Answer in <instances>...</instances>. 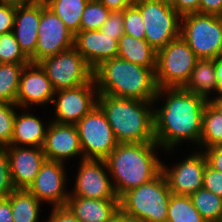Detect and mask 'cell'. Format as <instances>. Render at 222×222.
Masks as SVG:
<instances>
[{
	"label": "cell",
	"instance_id": "obj_1",
	"mask_svg": "<svg viewBox=\"0 0 222 222\" xmlns=\"http://www.w3.org/2000/svg\"><path fill=\"white\" fill-rule=\"evenodd\" d=\"M161 97H165L164 106L154 108L156 143L163 147V150L171 151L184 140L199 145L202 114L208 101L183 87L158 88L155 101Z\"/></svg>",
	"mask_w": 222,
	"mask_h": 222
},
{
	"label": "cell",
	"instance_id": "obj_2",
	"mask_svg": "<svg viewBox=\"0 0 222 222\" xmlns=\"http://www.w3.org/2000/svg\"><path fill=\"white\" fill-rule=\"evenodd\" d=\"M156 141L118 143L105 159L115 192L120 199L126 192L154 179L162 171L156 157Z\"/></svg>",
	"mask_w": 222,
	"mask_h": 222
},
{
	"label": "cell",
	"instance_id": "obj_3",
	"mask_svg": "<svg viewBox=\"0 0 222 222\" xmlns=\"http://www.w3.org/2000/svg\"><path fill=\"white\" fill-rule=\"evenodd\" d=\"M93 79L98 93L155 103L158 89L155 69L144 68L116 56L96 67Z\"/></svg>",
	"mask_w": 222,
	"mask_h": 222
},
{
	"label": "cell",
	"instance_id": "obj_4",
	"mask_svg": "<svg viewBox=\"0 0 222 222\" xmlns=\"http://www.w3.org/2000/svg\"><path fill=\"white\" fill-rule=\"evenodd\" d=\"M152 101L98 93L97 105L105 113L118 143L155 141ZM153 108V109H152Z\"/></svg>",
	"mask_w": 222,
	"mask_h": 222
},
{
	"label": "cell",
	"instance_id": "obj_5",
	"mask_svg": "<svg viewBox=\"0 0 222 222\" xmlns=\"http://www.w3.org/2000/svg\"><path fill=\"white\" fill-rule=\"evenodd\" d=\"M172 193L161 171L120 198V210L136 222H166Z\"/></svg>",
	"mask_w": 222,
	"mask_h": 222
},
{
	"label": "cell",
	"instance_id": "obj_6",
	"mask_svg": "<svg viewBox=\"0 0 222 222\" xmlns=\"http://www.w3.org/2000/svg\"><path fill=\"white\" fill-rule=\"evenodd\" d=\"M198 60L179 36L157 51L155 81L158 88L184 87Z\"/></svg>",
	"mask_w": 222,
	"mask_h": 222
},
{
	"label": "cell",
	"instance_id": "obj_7",
	"mask_svg": "<svg viewBox=\"0 0 222 222\" xmlns=\"http://www.w3.org/2000/svg\"><path fill=\"white\" fill-rule=\"evenodd\" d=\"M180 36L198 59L222 55V17L193 13L182 16Z\"/></svg>",
	"mask_w": 222,
	"mask_h": 222
},
{
	"label": "cell",
	"instance_id": "obj_8",
	"mask_svg": "<svg viewBox=\"0 0 222 222\" xmlns=\"http://www.w3.org/2000/svg\"><path fill=\"white\" fill-rule=\"evenodd\" d=\"M145 25V39L156 50L180 36L181 16L163 0H136ZM180 20V21H179Z\"/></svg>",
	"mask_w": 222,
	"mask_h": 222
},
{
	"label": "cell",
	"instance_id": "obj_9",
	"mask_svg": "<svg viewBox=\"0 0 222 222\" xmlns=\"http://www.w3.org/2000/svg\"><path fill=\"white\" fill-rule=\"evenodd\" d=\"M38 64L45 71L54 91L75 88L93 80V69L74 47L47 57Z\"/></svg>",
	"mask_w": 222,
	"mask_h": 222
},
{
	"label": "cell",
	"instance_id": "obj_10",
	"mask_svg": "<svg viewBox=\"0 0 222 222\" xmlns=\"http://www.w3.org/2000/svg\"><path fill=\"white\" fill-rule=\"evenodd\" d=\"M75 125L83 158L105 160L118 145L105 113L98 105Z\"/></svg>",
	"mask_w": 222,
	"mask_h": 222
},
{
	"label": "cell",
	"instance_id": "obj_11",
	"mask_svg": "<svg viewBox=\"0 0 222 222\" xmlns=\"http://www.w3.org/2000/svg\"><path fill=\"white\" fill-rule=\"evenodd\" d=\"M72 47H74V34L56 14L46 7L44 1H41L38 42L30 62L38 63Z\"/></svg>",
	"mask_w": 222,
	"mask_h": 222
},
{
	"label": "cell",
	"instance_id": "obj_12",
	"mask_svg": "<svg viewBox=\"0 0 222 222\" xmlns=\"http://www.w3.org/2000/svg\"><path fill=\"white\" fill-rule=\"evenodd\" d=\"M58 94V95H57ZM52 103L55 105V119L60 124H76L96 105L98 90L94 79L75 88L55 91Z\"/></svg>",
	"mask_w": 222,
	"mask_h": 222
},
{
	"label": "cell",
	"instance_id": "obj_13",
	"mask_svg": "<svg viewBox=\"0 0 222 222\" xmlns=\"http://www.w3.org/2000/svg\"><path fill=\"white\" fill-rule=\"evenodd\" d=\"M80 162L74 190L69 192L70 196L91 199H119L110 179L105 160L84 158ZM106 169L107 171H105Z\"/></svg>",
	"mask_w": 222,
	"mask_h": 222
},
{
	"label": "cell",
	"instance_id": "obj_14",
	"mask_svg": "<svg viewBox=\"0 0 222 222\" xmlns=\"http://www.w3.org/2000/svg\"><path fill=\"white\" fill-rule=\"evenodd\" d=\"M63 163L48 159L42 163L39 173L27 189L40 202L51 203L53 207L66 205L70 193L65 190L67 177Z\"/></svg>",
	"mask_w": 222,
	"mask_h": 222
},
{
	"label": "cell",
	"instance_id": "obj_15",
	"mask_svg": "<svg viewBox=\"0 0 222 222\" xmlns=\"http://www.w3.org/2000/svg\"><path fill=\"white\" fill-rule=\"evenodd\" d=\"M206 156L202 152H193L172 169L162 164V172L173 195L190 196L203 188Z\"/></svg>",
	"mask_w": 222,
	"mask_h": 222
},
{
	"label": "cell",
	"instance_id": "obj_16",
	"mask_svg": "<svg viewBox=\"0 0 222 222\" xmlns=\"http://www.w3.org/2000/svg\"><path fill=\"white\" fill-rule=\"evenodd\" d=\"M54 89L45 71L38 63H29L22 70L16 104L19 108L28 105H43L52 102Z\"/></svg>",
	"mask_w": 222,
	"mask_h": 222
},
{
	"label": "cell",
	"instance_id": "obj_17",
	"mask_svg": "<svg viewBox=\"0 0 222 222\" xmlns=\"http://www.w3.org/2000/svg\"><path fill=\"white\" fill-rule=\"evenodd\" d=\"M7 151L15 189H28L46 160L43 148L11 145L7 146Z\"/></svg>",
	"mask_w": 222,
	"mask_h": 222
},
{
	"label": "cell",
	"instance_id": "obj_18",
	"mask_svg": "<svg viewBox=\"0 0 222 222\" xmlns=\"http://www.w3.org/2000/svg\"><path fill=\"white\" fill-rule=\"evenodd\" d=\"M43 152L48 160L64 162L66 158L82 155L79 133L75 124L49 121Z\"/></svg>",
	"mask_w": 222,
	"mask_h": 222
},
{
	"label": "cell",
	"instance_id": "obj_19",
	"mask_svg": "<svg viewBox=\"0 0 222 222\" xmlns=\"http://www.w3.org/2000/svg\"><path fill=\"white\" fill-rule=\"evenodd\" d=\"M74 48L94 70L102 62L117 56L118 40L101 30H81L74 35Z\"/></svg>",
	"mask_w": 222,
	"mask_h": 222
},
{
	"label": "cell",
	"instance_id": "obj_20",
	"mask_svg": "<svg viewBox=\"0 0 222 222\" xmlns=\"http://www.w3.org/2000/svg\"><path fill=\"white\" fill-rule=\"evenodd\" d=\"M41 19V1L16 4L12 30L22 52L30 59L36 51L38 27Z\"/></svg>",
	"mask_w": 222,
	"mask_h": 222
},
{
	"label": "cell",
	"instance_id": "obj_21",
	"mask_svg": "<svg viewBox=\"0 0 222 222\" xmlns=\"http://www.w3.org/2000/svg\"><path fill=\"white\" fill-rule=\"evenodd\" d=\"M66 206L80 222H108L120 210V199L69 196Z\"/></svg>",
	"mask_w": 222,
	"mask_h": 222
},
{
	"label": "cell",
	"instance_id": "obj_22",
	"mask_svg": "<svg viewBox=\"0 0 222 222\" xmlns=\"http://www.w3.org/2000/svg\"><path fill=\"white\" fill-rule=\"evenodd\" d=\"M48 127L33 114L16 112L11 145L42 148Z\"/></svg>",
	"mask_w": 222,
	"mask_h": 222
},
{
	"label": "cell",
	"instance_id": "obj_23",
	"mask_svg": "<svg viewBox=\"0 0 222 222\" xmlns=\"http://www.w3.org/2000/svg\"><path fill=\"white\" fill-rule=\"evenodd\" d=\"M117 56L141 67L156 69L157 51L146 39L123 34L118 40Z\"/></svg>",
	"mask_w": 222,
	"mask_h": 222
},
{
	"label": "cell",
	"instance_id": "obj_24",
	"mask_svg": "<svg viewBox=\"0 0 222 222\" xmlns=\"http://www.w3.org/2000/svg\"><path fill=\"white\" fill-rule=\"evenodd\" d=\"M185 90L209 101L212 90L218 93V82L213 59H198L190 78L183 87Z\"/></svg>",
	"mask_w": 222,
	"mask_h": 222
},
{
	"label": "cell",
	"instance_id": "obj_25",
	"mask_svg": "<svg viewBox=\"0 0 222 222\" xmlns=\"http://www.w3.org/2000/svg\"><path fill=\"white\" fill-rule=\"evenodd\" d=\"M44 3L74 35L81 31V18L88 0H45Z\"/></svg>",
	"mask_w": 222,
	"mask_h": 222
},
{
	"label": "cell",
	"instance_id": "obj_26",
	"mask_svg": "<svg viewBox=\"0 0 222 222\" xmlns=\"http://www.w3.org/2000/svg\"><path fill=\"white\" fill-rule=\"evenodd\" d=\"M14 222H38L41 202L27 189H16L10 194Z\"/></svg>",
	"mask_w": 222,
	"mask_h": 222
},
{
	"label": "cell",
	"instance_id": "obj_27",
	"mask_svg": "<svg viewBox=\"0 0 222 222\" xmlns=\"http://www.w3.org/2000/svg\"><path fill=\"white\" fill-rule=\"evenodd\" d=\"M219 144H222V114L207 102L202 114L199 147L207 149Z\"/></svg>",
	"mask_w": 222,
	"mask_h": 222
},
{
	"label": "cell",
	"instance_id": "obj_28",
	"mask_svg": "<svg viewBox=\"0 0 222 222\" xmlns=\"http://www.w3.org/2000/svg\"><path fill=\"white\" fill-rule=\"evenodd\" d=\"M28 64L0 63V102L16 104L20 76Z\"/></svg>",
	"mask_w": 222,
	"mask_h": 222
},
{
	"label": "cell",
	"instance_id": "obj_29",
	"mask_svg": "<svg viewBox=\"0 0 222 222\" xmlns=\"http://www.w3.org/2000/svg\"><path fill=\"white\" fill-rule=\"evenodd\" d=\"M196 210L206 222H220L222 219V198L204 188L190 195Z\"/></svg>",
	"mask_w": 222,
	"mask_h": 222
},
{
	"label": "cell",
	"instance_id": "obj_30",
	"mask_svg": "<svg viewBox=\"0 0 222 222\" xmlns=\"http://www.w3.org/2000/svg\"><path fill=\"white\" fill-rule=\"evenodd\" d=\"M166 222H206L194 207L190 196L171 195Z\"/></svg>",
	"mask_w": 222,
	"mask_h": 222
},
{
	"label": "cell",
	"instance_id": "obj_31",
	"mask_svg": "<svg viewBox=\"0 0 222 222\" xmlns=\"http://www.w3.org/2000/svg\"><path fill=\"white\" fill-rule=\"evenodd\" d=\"M0 63L29 64L12 31L0 34Z\"/></svg>",
	"mask_w": 222,
	"mask_h": 222
},
{
	"label": "cell",
	"instance_id": "obj_32",
	"mask_svg": "<svg viewBox=\"0 0 222 222\" xmlns=\"http://www.w3.org/2000/svg\"><path fill=\"white\" fill-rule=\"evenodd\" d=\"M110 12L101 2L88 1L81 18V30H100Z\"/></svg>",
	"mask_w": 222,
	"mask_h": 222
},
{
	"label": "cell",
	"instance_id": "obj_33",
	"mask_svg": "<svg viewBox=\"0 0 222 222\" xmlns=\"http://www.w3.org/2000/svg\"><path fill=\"white\" fill-rule=\"evenodd\" d=\"M15 107L19 108L14 103L0 102V146H11L14 118L16 115Z\"/></svg>",
	"mask_w": 222,
	"mask_h": 222
},
{
	"label": "cell",
	"instance_id": "obj_34",
	"mask_svg": "<svg viewBox=\"0 0 222 222\" xmlns=\"http://www.w3.org/2000/svg\"><path fill=\"white\" fill-rule=\"evenodd\" d=\"M124 34L137 39H145V25L140 10L135 6H129L123 10Z\"/></svg>",
	"mask_w": 222,
	"mask_h": 222
},
{
	"label": "cell",
	"instance_id": "obj_35",
	"mask_svg": "<svg viewBox=\"0 0 222 222\" xmlns=\"http://www.w3.org/2000/svg\"><path fill=\"white\" fill-rule=\"evenodd\" d=\"M15 190L11 179L7 147L0 146V199L8 197Z\"/></svg>",
	"mask_w": 222,
	"mask_h": 222
},
{
	"label": "cell",
	"instance_id": "obj_36",
	"mask_svg": "<svg viewBox=\"0 0 222 222\" xmlns=\"http://www.w3.org/2000/svg\"><path fill=\"white\" fill-rule=\"evenodd\" d=\"M100 30L111 38L119 40L124 34L123 11H111Z\"/></svg>",
	"mask_w": 222,
	"mask_h": 222
},
{
	"label": "cell",
	"instance_id": "obj_37",
	"mask_svg": "<svg viewBox=\"0 0 222 222\" xmlns=\"http://www.w3.org/2000/svg\"><path fill=\"white\" fill-rule=\"evenodd\" d=\"M203 188L222 198V172L206 164L203 176Z\"/></svg>",
	"mask_w": 222,
	"mask_h": 222
},
{
	"label": "cell",
	"instance_id": "obj_38",
	"mask_svg": "<svg viewBox=\"0 0 222 222\" xmlns=\"http://www.w3.org/2000/svg\"><path fill=\"white\" fill-rule=\"evenodd\" d=\"M16 4L0 1V34L11 32L14 28Z\"/></svg>",
	"mask_w": 222,
	"mask_h": 222
},
{
	"label": "cell",
	"instance_id": "obj_39",
	"mask_svg": "<svg viewBox=\"0 0 222 222\" xmlns=\"http://www.w3.org/2000/svg\"><path fill=\"white\" fill-rule=\"evenodd\" d=\"M200 0H172L171 6L182 17L187 14L199 13Z\"/></svg>",
	"mask_w": 222,
	"mask_h": 222
},
{
	"label": "cell",
	"instance_id": "obj_40",
	"mask_svg": "<svg viewBox=\"0 0 222 222\" xmlns=\"http://www.w3.org/2000/svg\"><path fill=\"white\" fill-rule=\"evenodd\" d=\"M203 153L206 156L207 164L217 170L222 172V144L207 148Z\"/></svg>",
	"mask_w": 222,
	"mask_h": 222
},
{
	"label": "cell",
	"instance_id": "obj_41",
	"mask_svg": "<svg viewBox=\"0 0 222 222\" xmlns=\"http://www.w3.org/2000/svg\"><path fill=\"white\" fill-rule=\"evenodd\" d=\"M47 222H80V221L65 205V206L54 207Z\"/></svg>",
	"mask_w": 222,
	"mask_h": 222
},
{
	"label": "cell",
	"instance_id": "obj_42",
	"mask_svg": "<svg viewBox=\"0 0 222 222\" xmlns=\"http://www.w3.org/2000/svg\"><path fill=\"white\" fill-rule=\"evenodd\" d=\"M199 13L222 17V0H200Z\"/></svg>",
	"mask_w": 222,
	"mask_h": 222
},
{
	"label": "cell",
	"instance_id": "obj_43",
	"mask_svg": "<svg viewBox=\"0 0 222 222\" xmlns=\"http://www.w3.org/2000/svg\"><path fill=\"white\" fill-rule=\"evenodd\" d=\"M0 222H14L12 216L10 195L0 199Z\"/></svg>",
	"mask_w": 222,
	"mask_h": 222
},
{
	"label": "cell",
	"instance_id": "obj_44",
	"mask_svg": "<svg viewBox=\"0 0 222 222\" xmlns=\"http://www.w3.org/2000/svg\"><path fill=\"white\" fill-rule=\"evenodd\" d=\"M136 0H101L110 11H123L125 8L134 5Z\"/></svg>",
	"mask_w": 222,
	"mask_h": 222
},
{
	"label": "cell",
	"instance_id": "obj_45",
	"mask_svg": "<svg viewBox=\"0 0 222 222\" xmlns=\"http://www.w3.org/2000/svg\"><path fill=\"white\" fill-rule=\"evenodd\" d=\"M218 82V92L222 93V55L213 59Z\"/></svg>",
	"mask_w": 222,
	"mask_h": 222
},
{
	"label": "cell",
	"instance_id": "obj_46",
	"mask_svg": "<svg viewBox=\"0 0 222 222\" xmlns=\"http://www.w3.org/2000/svg\"><path fill=\"white\" fill-rule=\"evenodd\" d=\"M218 96L210 98L208 103L218 112L222 114V93L218 92Z\"/></svg>",
	"mask_w": 222,
	"mask_h": 222
},
{
	"label": "cell",
	"instance_id": "obj_47",
	"mask_svg": "<svg viewBox=\"0 0 222 222\" xmlns=\"http://www.w3.org/2000/svg\"><path fill=\"white\" fill-rule=\"evenodd\" d=\"M108 222H136L129 216L125 215L121 210H119L115 216Z\"/></svg>",
	"mask_w": 222,
	"mask_h": 222
},
{
	"label": "cell",
	"instance_id": "obj_48",
	"mask_svg": "<svg viewBox=\"0 0 222 222\" xmlns=\"http://www.w3.org/2000/svg\"><path fill=\"white\" fill-rule=\"evenodd\" d=\"M0 1L10 2V3H15V4H24V3L35 2V0H0Z\"/></svg>",
	"mask_w": 222,
	"mask_h": 222
},
{
	"label": "cell",
	"instance_id": "obj_49",
	"mask_svg": "<svg viewBox=\"0 0 222 222\" xmlns=\"http://www.w3.org/2000/svg\"><path fill=\"white\" fill-rule=\"evenodd\" d=\"M88 1H96V2H100L101 0H88Z\"/></svg>",
	"mask_w": 222,
	"mask_h": 222
}]
</instances>
